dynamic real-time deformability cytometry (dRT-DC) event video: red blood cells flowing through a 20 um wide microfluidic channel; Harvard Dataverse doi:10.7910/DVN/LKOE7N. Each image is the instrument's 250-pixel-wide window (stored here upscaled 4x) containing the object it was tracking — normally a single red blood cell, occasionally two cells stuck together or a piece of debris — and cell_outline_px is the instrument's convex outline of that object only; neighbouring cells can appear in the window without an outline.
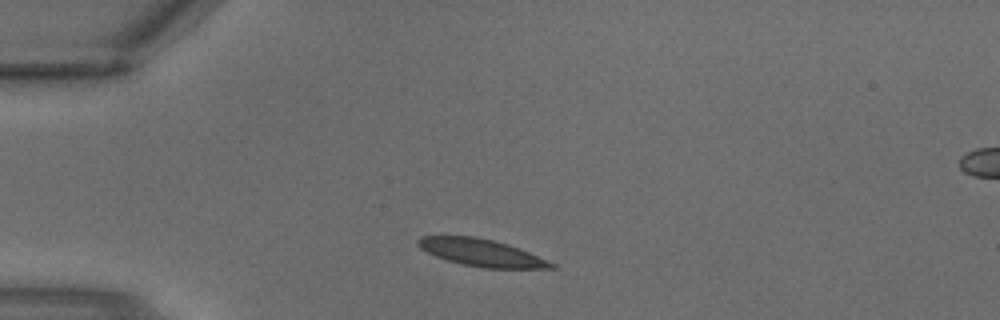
{"species": "common noctule bat (a hibernating species)", "species_latin": "Nyctalus noctula", "temperature_condition": "warm", "stored_images_in_passage": 2, "segment_of_instrument_passage": [1, 2], "camera_frame_rate_fps": 3000, "um_per_image_px": 0.085, "animal": {"sex": "male", "body_mass_g": 18.8}, "frame": {"image": 1, "passage_image": 1, "time_ms": 0.0, "image_size_px": [1000, 320], "cell_outline_px": [[556, 268], [484, 268], [464, 264], [448, 260], [436, 256], [420, 248], [416, 244], [416, 240], [420, 236], [476, 236], [508, 244], [520, 248], [556, 264]], "centroid_in_image_um": [40.91, 21.46], "position_along_channel_um": 44.1, "area_um2": 20.98}}